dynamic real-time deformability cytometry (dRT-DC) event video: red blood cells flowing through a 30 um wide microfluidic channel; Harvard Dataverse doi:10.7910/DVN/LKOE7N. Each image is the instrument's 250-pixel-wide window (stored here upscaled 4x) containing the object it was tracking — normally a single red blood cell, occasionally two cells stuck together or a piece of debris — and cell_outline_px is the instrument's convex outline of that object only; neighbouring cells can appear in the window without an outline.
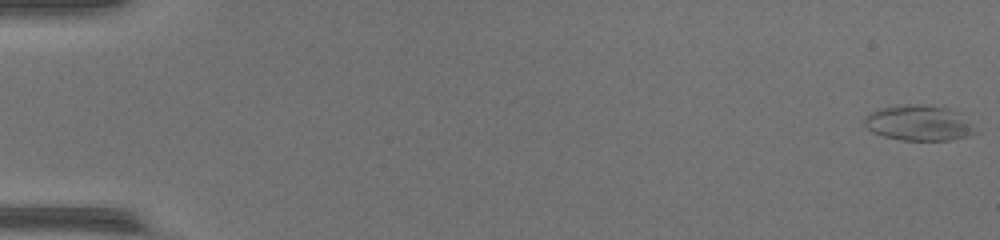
{"species": "common noctule bat (a hibernating species)", "species_latin": "Nyctalus noctula", "temperature_condition": "warm", "stored_images_in_passage": 53, "camera_frame_rate_fps": 3000, "um_per_image_px": 0.085, "animal": {"sex": "female", "body_mass_g": 17.0, "forearm_length_mm": 48.0}, "frame": {"image": 1, "passage_image": 1, "time_ms": 0.0, "image_size_px": [1000, 240], "cell_outline_px": [[976, 132], [968, 136], [952, 140], [900, 140], [884, 136], [872, 132], [864, 124], [864, 116], [868, 112], [876, 108], [900, 104], [928, 104], [948, 108], [960, 112]], "centroid_in_image_um": [78.04, 10.43], "position_along_channel_um": 7.0, "area_um2": 23.24}}
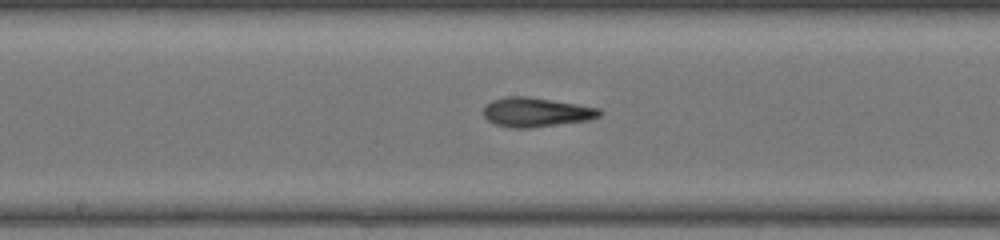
{"frame": {"image": 2, "passage_image": 29, "time_ms": 9.333, "image_size_px": [1000, 240], "cell_outline_px": [[604, 112], [600, 116], [588, 120], [532, 128], [512, 128], [496, 124], [488, 120], [484, 116], [484, 108], [492, 100], [504, 96], [528, 96], [600, 108]], "centroid_in_image_um": [45.59, 9.53], "position_along_channel_um": 202.6, "area_um2": 19.83}}
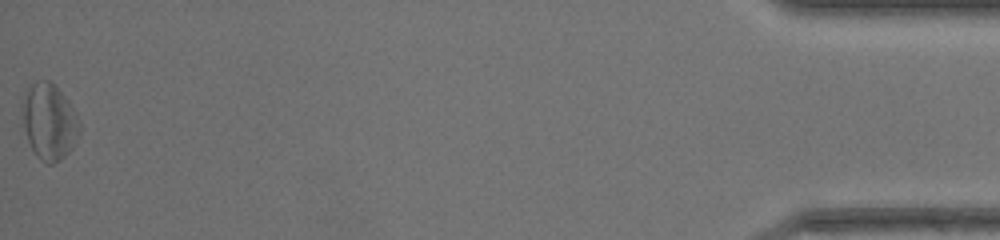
{"frame": {"image": 3, "passage_image": 53, "time_ms": 17.333, "image_size_px": [1000, 240], "cell_outline_px": [[80, 132], [72, 148], [60, 160], [52, 164], [48, 164], [40, 160], [36, 156], [28, 140], [24, 128], [20, 104], [24, 88], [36, 80], [48, 80], [68, 100], [76, 112], [80, 120]], "centroid_in_image_um": [4.15, 10.31], "position_along_channel_um": 431.1, "area_um2": 25.78}}